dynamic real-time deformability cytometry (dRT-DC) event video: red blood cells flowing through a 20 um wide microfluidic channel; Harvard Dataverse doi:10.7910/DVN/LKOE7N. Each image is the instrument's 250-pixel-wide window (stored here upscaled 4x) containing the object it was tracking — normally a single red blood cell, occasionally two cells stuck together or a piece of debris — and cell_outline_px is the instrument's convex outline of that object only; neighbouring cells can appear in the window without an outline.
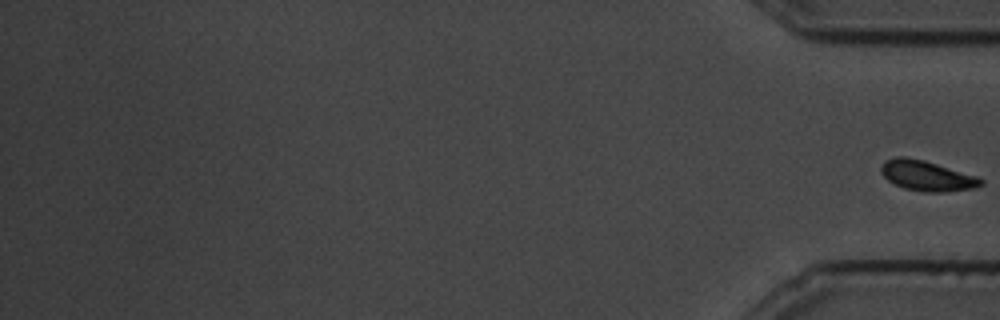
{"species": "common noctule bat (a hibernating species)", "species_latin": "Nyctalus noctula", "temperature_condition": "cold", "stored_images_in_passage": 22, "camera_frame_rate_fps": 3000, "um_per_image_px": 0.085, "animal": {"sex": "male", "body_mass_g": 19.5, "forearm_length_mm": 54.6}, "frame": {"image": 1, "passage_image": 22, "time_ms": 7.0, "image_size_px": [1000, 320], "cell_outline_px": [[984, 184], [972, 188], [944, 192], [924, 192], [904, 188], [888, 180], [880, 172], [880, 168], [884, 160], [896, 156], [904, 156], [924, 160], [976, 176], [984, 180]], "centroid_in_image_um": [78.75, 14.93], "position_along_channel_um": 356.4, "area_um2": 17.51}}